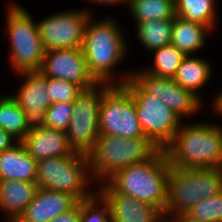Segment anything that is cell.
Instances as JSON below:
<instances>
[{"mask_svg":"<svg viewBox=\"0 0 222 222\" xmlns=\"http://www.w3.org/2000/svg\"><path fill=\"white\" fill-rule=\"evenodd\" d=\"M7 34L10 40V64L17 73L40 71L45 49L37 23L21 5L11 3L7 9Z\"/></svg>","mask_w":222,"mask_h":222,"instance_id":"7","label":"cell"},{"mask_svg":"<svg viewBox=\"0 0 222 222\" xmlns=\"http://www.w3.org/2000/svg\"><path fill=\"white\" fill-rule=\"evenodd\" d=\"M91 1V0H90ZM94 1V3H100V4H105V5H114V4H118L120 2H126L127 3V0H92V2Z\"/></svg>","mask_w":222,"mask_h":222,"instance_id":"35","label":"cell"},{"mask_svg":"<svg viewBox=\"0 0 222 222\" xmlns=\"http://www.w3.org/2000/svg\"><path fill=\"white\" fill-rule=\"evenodd\" d=\"M170 164L163 149L144 162L118 170L107 182L119 193L149 203L164 212Z\"/></svg>","mask_w":222,"mask_h":222,"instance_id":"3","label":"cell"},{"mask_svg":"<svg viewBox=\"0 0 222 222\" xmlns=\"http://www.w3.org/2000/svg\"><path fill=\"white\" fill-rule=\"evenodd\" d=\"M209 32L207 26L176 16L173 21L171 44L185 55H193L204 47Z\"/></svg>","mask_w":222,"mask_h":222,"instance_id":"20","label":"cell"},{"mask_svg":"<svg viewBox=\"0 0 222 222\" xmlns=\"http://www.w3.org/2000/svg\"><path fill=\"white\" fill-rule=\"evenodd\" d=\"M40 72L46 77L75 83L83 90L98 84L88 71L82 47L45 51Z\"/></svg>","mask_w":222,"mask_h":222,"instance_id":"13","label":"cell"},{"mask_svg":"<svg viewBox=\"0 0 222 222\" xmlns=\"http://www.w3.org/2000/svg\"><path fill=\"white\" fill-rule=\"evenodd\" d=\"M101 96L102 83H98L92 88L83 90L72 103L73 115L65 134L68 145L74 152L87 155L100 135Z\"/></svg>","mask_w":222,"mask_h":222,"instance_id":"10","label":"cell"},{"mask_svg":"<svg viewBox=\"0 0 222 222\" xmlns=\"http://www.w3.org/2000/svg\"><path fill=\"white\" fill-rule=\"evenodd\" d=\"M99 130L100 135L145 137L131 93L122 84L102 83Z\"/></svg>","mask_w":222,"mask_h":222,"instance_id":"9","label":"cell"},{"mask_svg":"<svg viewBox=\"0 0 222 222\" xmlns=\"http://www.w3.org/2000/svg\"><path fill=\"white\" fill-rule=\"evenodd\" d=\"M211 75L212 67L208 61L196 56L186 55L173 79L181 87L192 91L201 99L198 90L209 82Z\"/></svg>","mask_w":222,"mask_h":222,"instance_id":"21","label":"cell"},{"mask_svg":"<svg viewBox=\"0 0 222 222\" xmlns=\"http://www.w3.org/2000/svg\"><path fill=\"white\" fill-rule=\"evenodd\" d=\"M183 122L163 149L170 166L179 168H222V127L207 122Z\"/></svg>","mask_w":222,"mask_h":222,"instance_id":"1","label":"cell"},{"mask_svg":"<svg viewBox=\"0 0 222 222\" xmlns=\"http://www.w3.org/2000/svg\"><path fill=\"white\" fill-rule=\"evenodd\" d=\"M77 202L68 193L38 188L33 200L16 222H50Z\"/></svg>","mask_w":222,"mask_h":222,"instance_id":"16","label":"cell"},{"mask_svg":"<svg viewBox=\"0 0 222 222\" xmlns=\"http://www.w3.org/2000/svg\"><path fill=\"white\" fill-rule=\"evenodd\" d=\"M50 222H81V201H78L71 209L61 213Z\"/></svg>","mask_w":222,"mask_h":222,"instance_id":"31","label":"cell"},{"mask_svg":"<svg viewBox=\"0 0 222 222\" xmlns=\"http://www.w3.org/2000/svg\"><path fill=\"white\" fill-rule=\"evenodd\" d=\"M213 107H214V110L219 115L221 114L220 116H222V91H220V93H218V95L216 96Z\"/></svg>","mask_w":222,"mask_h":222,"instance_id":"34","label":"cell"},{"mask_svg":"<svg viewBox=\"0 0 222 222\" xmlns=\"http://www.w3.org/2000/svg\"><path fill=\"white\" fill-rule=\"evenodd\" d=\"M21 142L36 161L68 156L73 152L64 131L45 126L31 129Z\"/></svg>","mask_w":222,"mask_h":222,"instance_id":"17","label":"cell"},{"mask_svg":"<svg viewBox=\"0 0 222 222\" xmlns=\"http://www.w3.org/2000/svg\"><path fill=\"white\" fill-rule=\"evenodd\" d=\"M139 70L128 74L125 72L115 84H123L131 77L147 94L160 99L180 119L184 116H192L201 110L203 106L201 99L192 91L181 87L174 79L153 75L146 72L144 68Z\"/></svg>","mask_w":222,"mask_h":222,"instance_id":"11","label":"cell"},{"mask_svg":"<svg viewBox=\"0 0 222 222\" xmlns=\"http://www.w3.org/2000/svg\"><path fill=\"white\" fill-rule=\"evenodd\" d=\"M37 161L21 141L0 152V180L36 182Z\"/></svg>","mask_w":222,"mask_h":222,"instance_id":"18","label":"cell"},{"mask_svg":"<svg viewBox=\"0 0 222 222\" xmlns=\"http://www.w3.org/2000/svg\"><path fill=\"white\" fill-rule=\"evenodd\" d=\"M159 148L147 137L123 138L99 135L93 149L87 154L92 180L101 183L118 170L151 158Z\"/></svg>","mask_w":222,"mask_h":222,"instance_id":"5","label":"cell"},{"mask_svg":"<svg viewBox=\"0 0 222 222\" xmlns=\"http://www.w3.org/2000/svg\"><path fill=\"white\" fill-rule=\"evenodd\" d=\"M38 185L36 182L0 180V210L7 222H16L33 200Z\"/></svg>","mask_w":222,"mask_h":222,"instance_id":"19","label":"cell"},{"mask_svg":"<svg viewBox=\"0 0 222 222\" xmlns=\"http://www.w3.org/2000/svg\"><path fill=\"white\" fill-rule=\"evenodd\" d=\"M98 194L109 205L110 222H160L163 213L155 206L117 192L107 181Z\"/></svg>","mask_w":222,"mask_h":222,"instance_id":"15","label":"cell"},{"mask_svg":"<svg viewBox=\"0 0 222 222\" xmlns=\"http://www.w3.org/2000/svg\"><path fill=\"white\" fill-rule=\"evenodd\" d=\"M152 51L155 54L153 66L143 67L144 70L156 76L173 79L186 55L171 43Z\"/></svg>","mask_w":222,"mask_h":222,"instance_id":"26","label":"cell"},{"mask_svg":"<svg viewBox=\"0 0 222 222\" xmlns=\"http://www.w3.org/2000/svg\"><path fill=\"white\" fill-rule=\"evenodd\" d=\"M215 0H175L176 16L207 26L210 30L216 27Z\"/></svg>","mask_w":222,"mask_h":222,"instance_id":"23","label":"cell"},{"mask_svg":"<svg viewBox=\"0 0 222 222\" xmlns=\"http://www.w3.org/2000/svg\"><path fill=\"white\" fill-rule=\"evenodd\" d=\"M122 85L131 93L145 137L159 149H164L172 141L183 120L160 99L147 94L131 77Z\"/></svg>","mask_w":222,"mask_h":222,"instance_id":"8","label":"cell"},{"mask_svg":"<svg viewBox=\"0 0 222 222\" xmlns=\"http://www.w3.org/2000/svg\"><path fill=\"white\" fill-rule=\"evenodd\" d=\"M89 12L88 10L64 11L37 22L45 51L82 47L85 27L91 17Z\"/></svg>","mask_w":222,"mask_h":222,"instance_id":"12","label":"cell"},{"mask_svg":"<svg viewBox=\"0 0 222 222\" xmlns=\"http://www.w3.org/2000/svg\"><path fill=\"white\" fill-rule=\"evenodd\" d=\"M24 82L17 94L11 97L21 107L25 114V123L29 130L44 126L46 109L51 105L48 93V77L40 71L21 72Z\"/></svg>","mask_w":222,"mask_h":222,"instance_id":"14","label":"cell"},{"mask_svg":"<svg viewBox=\"0 0 222 222\" xmlns=\"http://www.w3.org/2000/svg\"><path fill=\"white\" fill-rule=\"evenodd\" d=\"M88 157L72 152L68 156L46 158L37 161L36 184L38 188L70 194L77 201L92 198L97 191L87 187L93 182Z\"/></svg>","mask_w":222,"mask_h":222,"instance_id":"6","label":"cell"},{"mask_svg":"<svg viewBox=\"0 0 222 222\" xmlns=\"http://www.w3.org/2000/svg\"><path fill=\"white\" fill-rule=\"evenodd\" d=\"M173 21L150 20L136 24L137 38L145 48L151 51L171 43Z\"/></svg>","mask_w":222,"mask_h":222,"instance_id":"24","label":"cell"},{"mask_svg":"<svg viewBox=\"0 0 222 222\" xmlns=\"http://www.w3.org/2000/svg\"><path fill=\"white\" fill-rule=\"evenodd\" d=\"M221 191L222 168L191 169L170 166L163 217L171 219L180 214H188L201 200L214 197Z\"/></svg>","mask_w":222,"mask_h":222,"instance_id":"4","label":"cell"},{"mask_svg":"<svg viewBox=\"0 0 222 222\" xmlns=\"http://www.w3.org/2000/svg\"><path fill=\"white\" fill-rule=\"evenodd\" d=\"M92 18L86 24L82 45L87 68L98 83L114 84L113 71L127 53L128 42L115 19Z\"/></svg>","mask_w":222,"mask_h":222,"instance_id":"2","label":"cell"},{"mask_svg":"<svg viewBox=\"0 0 222 222\" xmlns=\"http://www.w3.org/2000/svg\"><path fill=\"white\" fill-rule=\"evenodd\" d=\"M188 215L206 222H222V191L214 197L201 200Z\"/></svg>","mask_w":222,"mask_h":222,"instance_id":"27","label":"cell"},{"mask_svg":"<svg viewBox=\"0 0 222 222\" xmlns=\"http://www.w3.org/2000/svg\"><path fill=\"white\" fill-rule=\"evenodd\" d=\"M48 93L51 104L56 102L73 103L83 89L72 82L48 77Z\"/></svg>","mask_w":222,"mask_h":222,"instance_id":"28","label":"cell"},{"mask_svg":"<svg viewBox=\"0 0 222 222\" xmlns=\"http://www.w3.org/2000/svg\"><path fill=\"white\" fill-rule=\"evenodd\" d=\"M174 222H206L196 218H192L188 214H180L171 218Z\"/></svg>","mask_w":222,"mask_h":222,"instance_id":"33","label":"cell"},{"mask_svg":"<svg viewBox=\"0 0 222 222\" xmlns=\"http://www.w3.org/2000/svg\"><path fill=\"white\" fill-rule=\"evenodd\" d=\"M0 128L18 141H21L30 131L25 123L24 111L10 94L0 97Z\"/></svg>","mask_w":222,"mask_h":222,"instance_id":"25","label":"cell"},{"mask_svg":"<svg viewBox=\"0 0 222 222\" xmlns=\"http://www.w3.org/2000/svg\"><path fill=\"white\" fill-rule=\"evenodd\" d=\"M81 222H110L109 205L98 193L81 201Z\"/></svg>","mask_w":222,"mask_h":222,"instance_id":"29","label":"cell"},{"mask_svg":"<svg viewBox=\"0 0 222 222\" xmlns=\"http://www.w3.org/2000/svg\"><path fill=\"white\" fill-rule=\"evenodd\" d=\"M72 111V103H52L46 109L44 126L65 132L71 121L73 115Z\"/></svg>","mask_w":222,"mask_h":222,"instance_id":"30","label":"cell"},{"mask_svg":"<svg viewBox=\"0 0 222 222\" xmlns=\"http://www.w3.org/2000/svg\"><path fill=\"white\" fill-rule=\"evenodd\" d=\"M17 142L18 140L14 138L10 133L0 128V152L11 148Z\"/></svg>","mask_w":222,"mask_h":222,"instance_id":"32","label":"cell"},{"mask_svg":"<svg viewBox=\"0 0 222 222\" xmlns=\"http://www.w3.org/2000/svg\"><path fill=\"white\" fill-rule=\"evenodd\" d=\"M127 3L136 23L176 17L175 0H127Z\"/></svg>","mask_w":222,"mask_h":222,"instance_id":"22","label":"cell"},{"mask_svg":"<svg viewBox=\"0 0 222 222\" xmlns=\"http://www.w3.org/2000/svg\"><path fill=\"white\" fill-rule=\"evenodd\" d=\"M160 222H174L172 219L163 218Z\"/></svg>","mask_w":222,"mask_h":222,"instance_id":"36","label":"cell"}]
</instances>
